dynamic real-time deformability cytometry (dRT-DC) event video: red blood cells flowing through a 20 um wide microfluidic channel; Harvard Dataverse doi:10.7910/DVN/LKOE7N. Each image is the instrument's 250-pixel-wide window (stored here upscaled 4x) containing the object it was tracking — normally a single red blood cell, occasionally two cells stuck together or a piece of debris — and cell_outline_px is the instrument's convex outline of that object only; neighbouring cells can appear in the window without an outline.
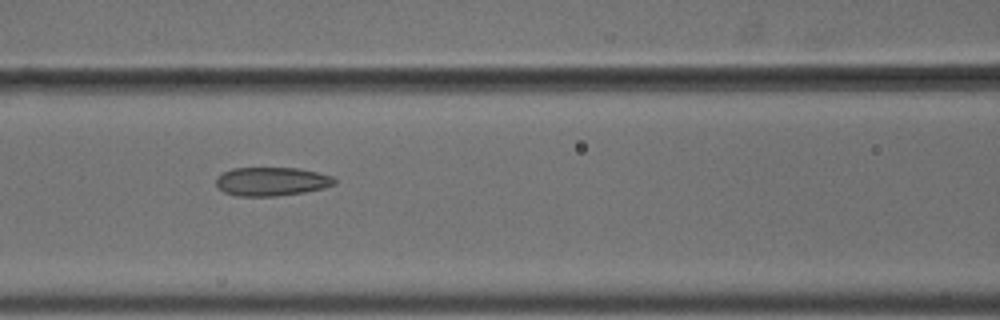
{"species": "common noctule bat (a hibernating species)", "species_latin": "Nyctalus noctula", "temperature_condition": "cold", "stored_images_in_passage": 10, "camera_frame_rate_fps": 3000, "um_per_image_px": 0.085, "animal": {"sex": "male", "body_mass_g": 18.8}, "frame": {"image": 1, "passage_image": 7, "time_ms": 2.0, "image_size_px": [1000, 320], "cell_outline_px": [[336, 184], [324, 188], [304, 192], [276, 196], [236, 196], [224, 192], [216, 184], [216, 176], [220, 172], [232, 168], [300, 168], [332, 176], [336, 180]], "centroid_in_image_um": [23.06, 15.42], "position_along_channel_um": 143.5, "area_um2": 19.94}}
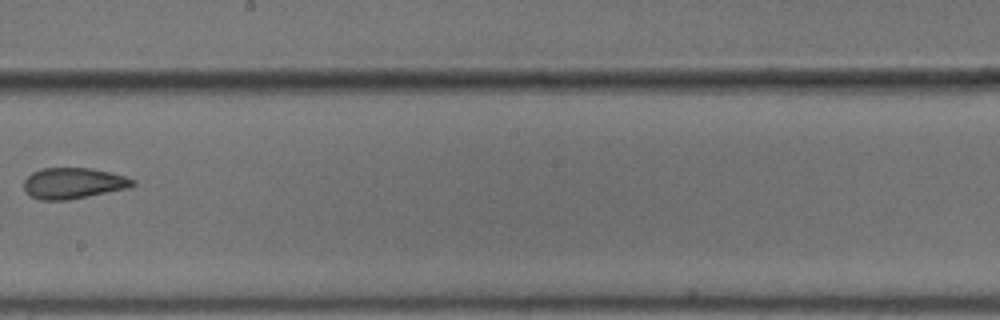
{"frame": {"image": 2, "passage_image": 9, "time_ms": 2.667, "image_size_px": [1000, 320], "cell_outline_px": [[136, 184], [128, 188], [68, 200], [40, 200], [32, 196], [24, 188], [24, 180], [32, 172], [40, 168], [92, 168], [124, 176], [136, 180]], "centroid_in_image_um": [6.23, 15.57], "position_along_channel_um": 242.0, "area_um2": 19.54}}
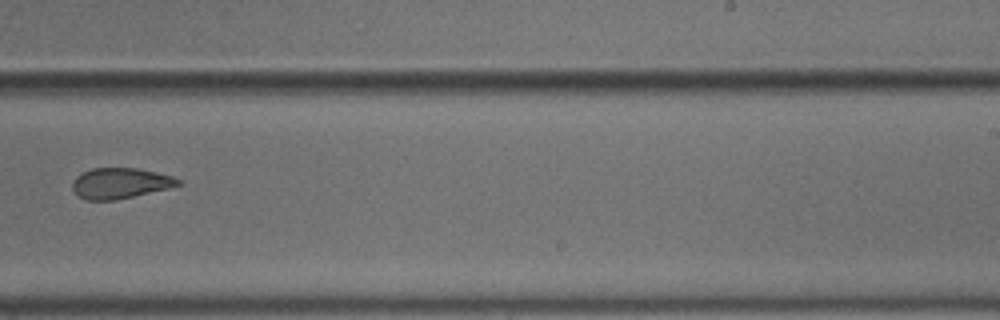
{"frame": {"image": 3, "passage_image": 10, "time_ms": 3.0, "image_size_px": [1000, 320], "cell_outline_px": [[180, 184], [168, 188], [116, 200], [84, 200], [72, 188], [72, 184], [76, 176], [92, 168], [136, 168], [156, 172], [172, 176], [180, 180]], "centroid_in_image_um": [10.2, 15.57], "position_along_channel_um": 278.8, "area_um2": 18.61}}